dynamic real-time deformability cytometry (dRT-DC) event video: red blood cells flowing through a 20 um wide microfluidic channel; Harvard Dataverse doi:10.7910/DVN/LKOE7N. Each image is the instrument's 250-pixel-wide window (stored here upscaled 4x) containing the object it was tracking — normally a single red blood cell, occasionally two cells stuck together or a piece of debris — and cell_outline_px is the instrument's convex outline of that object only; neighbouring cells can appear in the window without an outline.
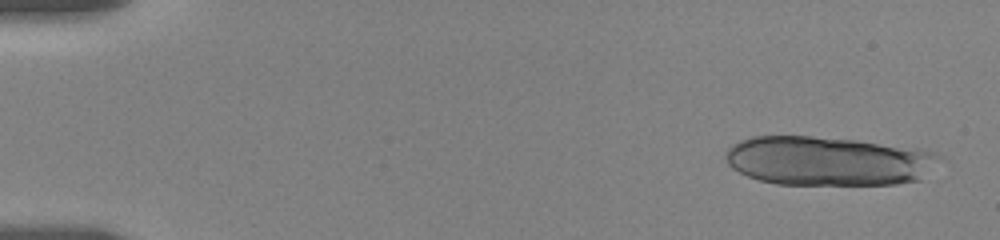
{"species": "human", "species_latin": "Homo sapiens", "temperature_condition": "room temperature", "stored_images_in_passage": 15, "camera_frame_rate_fps": 3000, "um_per_image_px": 0.085, "donor": {"sex": "female"}, "frame": {"image": 1, "passage_image": 1, "time_ms": 0.0, "image_size_px": [1000, 240], "cell_outline_px": [[944, 156], [920, 180], [896, 184], [776, 184], [760, 180], [748, 176], [732, 168], [728, 164], [724, 156], [728, 148], [732, 144], [740, 140], [752, 136], [812, 136], [856, 140], [916, 148], [936, 152]], "centroid_in_image_um": [70.39, 13.67], "position_along_channel_um": 14.6, "area_um2": 61.38}}
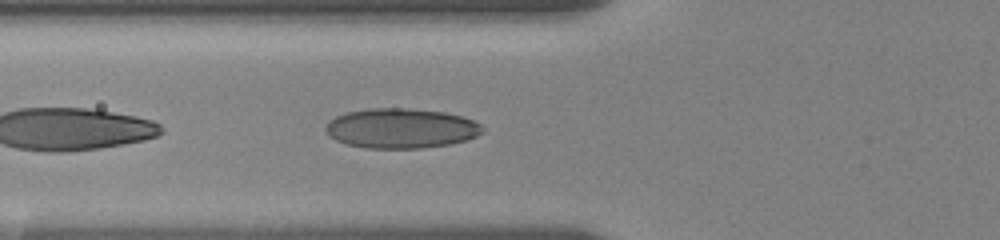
{"frame": {"image": 2, "passage_image": 12, "time_ms": 6.333, "image_size_px": [1000, 240], "cell_outline_px": [[484, 132], [468, 140], [448, 144], [420, 148], [368, 148], [348, 144], [336, 140], [328, 136], [324, 132], [324, 128], [328, 120], [336, 116], [348, 112], [368, 108], [408, 108], [444, 112], [464, 116], [480, 124], [484, 128]], "centroid_in_image_um": [34.08, 10.9], "position_along_channel_um": 91.7, "area_um2": 36.65}}
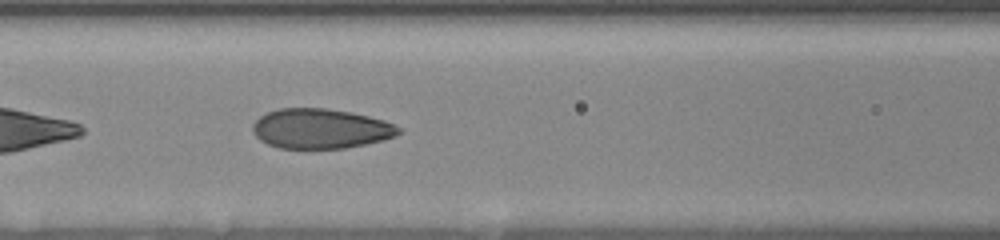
{"frame": {"image": 3, "passage_image": 15, "time_ms": 7.667, "image_size_px": [1000, 240], "cell_outline_px": [[400, 132], [396, 136], [384, 140], [344, 148], [280, 148], [268, 144], [260, 140], [252, 132], [252, 124], [260, 116], [268, 112], [280, 108], [324, 108], [352, 112], [384, 120], [400, 128]], "centroid_in_image_um": [27.23, 10.93], "position_along_channel_um": 139.4, "area_um2": 33.81}}